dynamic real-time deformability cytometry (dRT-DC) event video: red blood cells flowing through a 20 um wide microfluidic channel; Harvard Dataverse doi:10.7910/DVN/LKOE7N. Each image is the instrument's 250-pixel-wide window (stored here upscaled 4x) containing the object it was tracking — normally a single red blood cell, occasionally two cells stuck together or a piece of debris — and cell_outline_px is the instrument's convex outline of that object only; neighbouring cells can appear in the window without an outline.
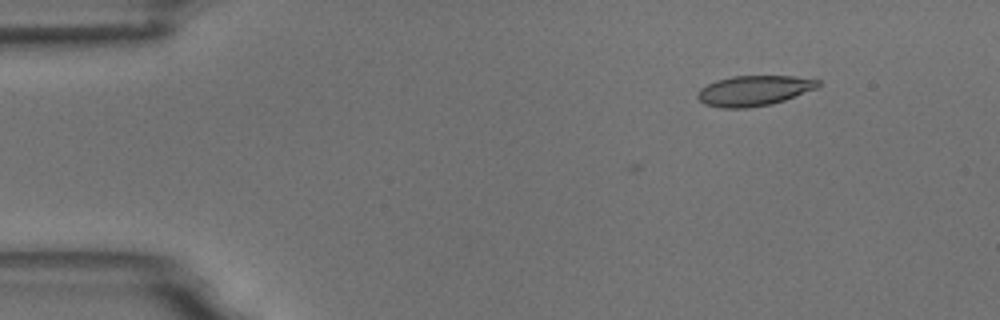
{"species": "common noctule bat (a hibernating species)", "species_latin": "Nyctalus noctula", "temperature_condition": "room temperature", "stored_images_in_passage": 7, "camera_frame_rate_fps": 3000, "um_per_image_px": 0.085, "animal": {"sex": "male", "body_mass_g": 18.8}, "frame": {"image": 1, "passage_image": 3, "time_ms": 3.0, "image_size_px": [1000, 320], "cell_outline_px": [[820, 84], [816, 88], [784, 100], [772, 104], [748, 108], [720, 108], [704, 104], [696, 96], [696, 92], [700, 88], [716, 80], [732, 76], [796, 76], [820, 80]], "centroid_in_image_um": [64.05, 7.71], "position_along_channel_um": 20.9, "area_um2": 21.33}}